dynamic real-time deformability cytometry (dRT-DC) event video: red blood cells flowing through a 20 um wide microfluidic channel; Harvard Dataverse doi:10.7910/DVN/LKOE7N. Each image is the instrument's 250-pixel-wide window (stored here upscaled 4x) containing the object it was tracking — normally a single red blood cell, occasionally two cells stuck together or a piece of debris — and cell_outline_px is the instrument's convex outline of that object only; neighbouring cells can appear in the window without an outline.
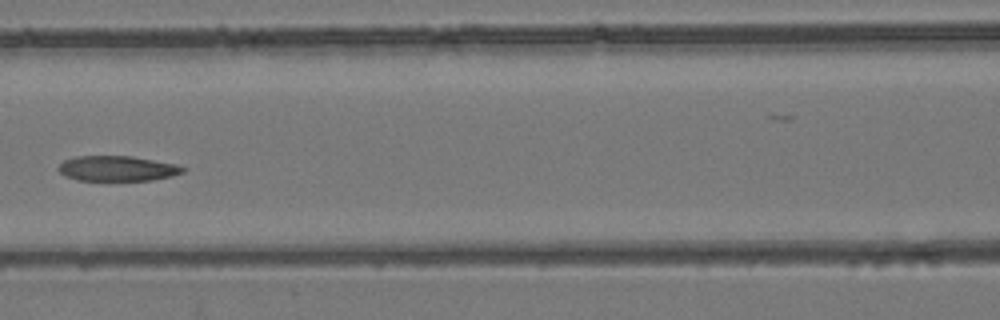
{"species": "common noctule bat (a hibernating species)", "species_latin": "Nyctalus noctula", "temperature_condition": "room temperature", "stored_images_in_passage": 8, "camera_frame_rate_fps": 3000, "um_per_image_px": 0.085, "animal": {"sex": "female", "body_mass_g": 24.6, "forearm_length_mm": 56.2}, "frame": {"image": 1, "passage_image": 7, "time_ms": 2.0, "image_size_px": [1000, 320], "cell_outline_px": [[188, 168], [184, 172], [172, 176], [152, 180], [80, 180], [64, 176], [56, 168], [64, 160], [76, 156], [132, 156], [176, 164]], "centroid_in_image_um": [9.98, 14.32], "position_along_channel_um": 156.6, "area_um2": 18.32}}
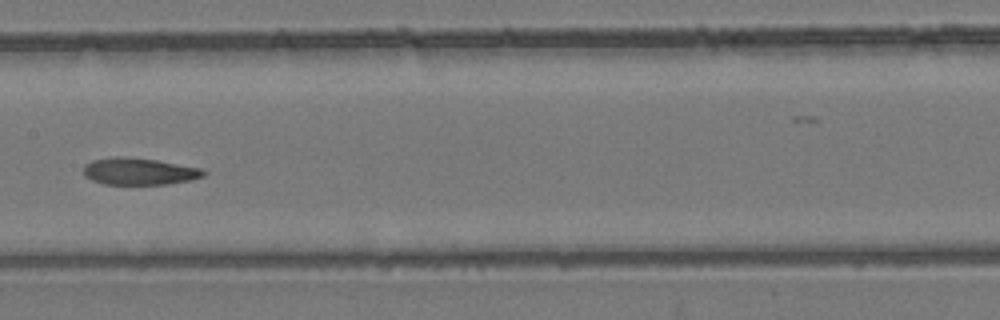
{"frame": {"image": 2, "passage_image": 8, "time_ms": 2.333, "image_size_px": [1000, 320], "cell_outline_px": [[208, 172], [204, 176], [192, 180], [168, 184], [104, 184], [92, 180], [84, 176], [84, 164], [92, 160], [116, 156], [120, 156], [156, 160], [200, 168]], "centroid_in_image_um": [11.83, 14.57], "position_along_channel_um": 195.6, "area_um2": 18.84}}